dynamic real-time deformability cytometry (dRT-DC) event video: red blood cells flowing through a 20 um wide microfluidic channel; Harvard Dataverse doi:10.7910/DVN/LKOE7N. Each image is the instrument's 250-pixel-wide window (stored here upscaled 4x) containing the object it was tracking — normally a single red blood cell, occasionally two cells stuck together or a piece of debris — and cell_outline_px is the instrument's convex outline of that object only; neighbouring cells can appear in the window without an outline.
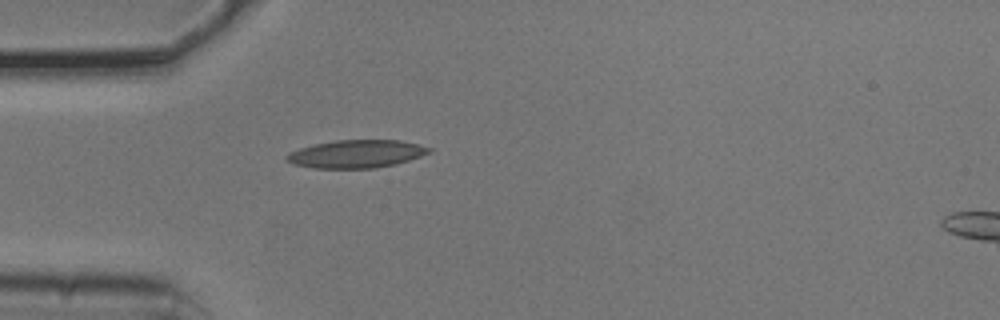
{"species": "common noctule bat (a hibernating species)", "species_latin": "Nyctalus noctula", "temperature_condition": "cold", "stored_images_in_passage": 39, "camera_frame_rate_fps": 3000, "um_per_image_px": 0.085, "animal": {"sex": "male", "body_mass_g": 20.5, "forearm_length_mm": 52.5}, "frame": {"image": 1, "passage_image": 1, "time_ms": 0.0, "image_size_px": [1000, 320], "cell_outline_px": [[432, 152], [396, 164], [376, 168], [312, 168], [292, 164], [284, 160], [284, 156], [288, 152], [312, 144], [336, 140], [400, 140], [432, 148]], "centroid_in_image_um": [30.23, 13.08], "position_along_channel_um": 54.8, "area_um2": 23.35}}
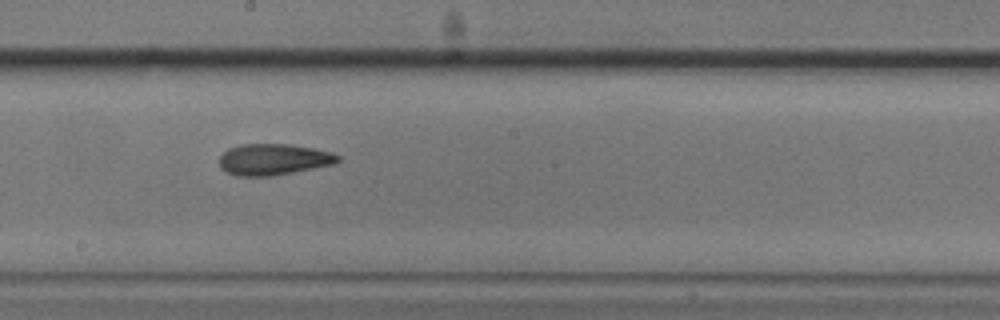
{"frame": {"image": 2, "passage_image": 15, "time_ms": 4.667, "image_size_px": [1000, 320], "cell_outline_px": [[340, 160], [336, 164], [272, 176], [236, 176], [220, 168], [220, 156], [228, 148], [240, 144], [288, 144], [312, 148], [332, 152], [340, 156]], "centroid_in_image_um": [23.26, 13.55], "position_along_channel_um": 224.9, "area_um2": 21.68}}
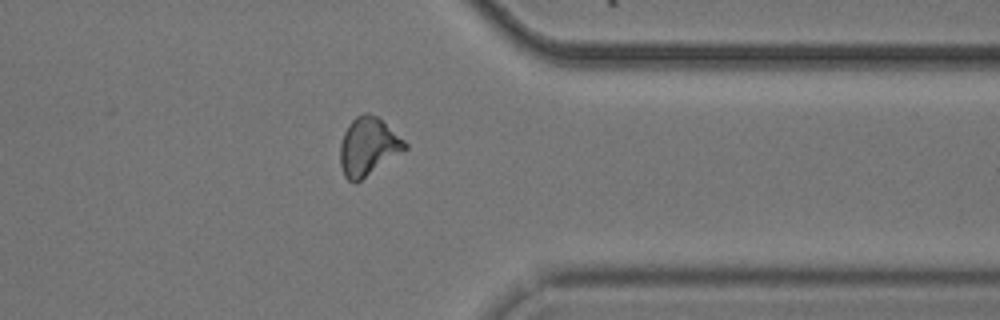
{"frame": {"image": 3, "passage_image": 28, "time_ms": 9.0, "image_size_px": [1000, 320], "cell_outline_px": [[408, 148], [356, 184], [348, 180], [344, 176], [340, 164], [340, 144], [344, 132], [348, 124], [356, 116], [364, 112], [368, 112], [376, 116], [404, 140], [408, 144]], "centroid_in_image_um": [31.27, 12.48], "position_along_channel_um": 380.1, "area_um2": 21.91}, "authors_computed_cell_mechanics": {"area_um2": 21.4438, "velocity_mm_per_s": 3.7597, "shape_relaxation_time_tau1_ms": 10.0122, "shape_relaxation_time_tau2_ms": 3.9783, "deformation_change_tau1": 0.2155, "deformation_change_tau2": 0.124}}